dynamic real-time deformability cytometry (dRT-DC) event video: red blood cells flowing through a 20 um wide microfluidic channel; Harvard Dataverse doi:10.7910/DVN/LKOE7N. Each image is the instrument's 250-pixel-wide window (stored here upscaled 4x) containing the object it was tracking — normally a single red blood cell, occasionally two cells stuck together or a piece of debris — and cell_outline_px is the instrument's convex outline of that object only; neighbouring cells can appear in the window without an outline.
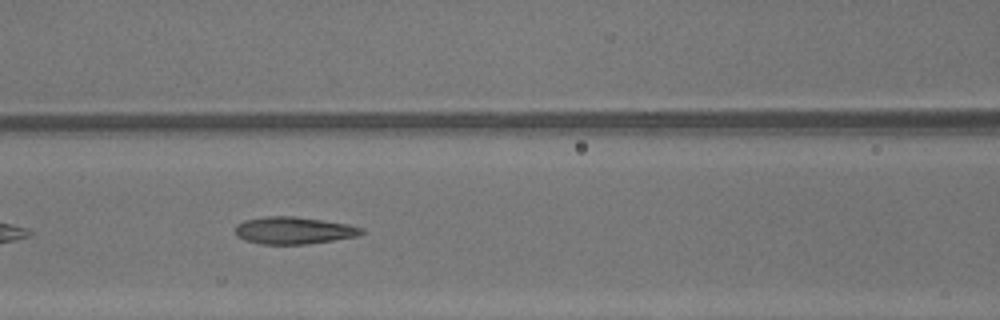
{"species": "common noctule bat (a hibernating species)", "species_latin": "Nyctalus noctula", "temperature_condition": "warm", "stored_images_in_passage": 34, "camera_frame_rate_fps": 3000, "um_per_image_px": 0.085, "animal": {"sex": "male", "body_mass_g": 13.3}, "frame": {"image": 1, "passage_image": 8, "time_ms": 2.333, "image_size_px": [1000, 320], "cell_outline_px": [[364, 232], [356, 236], [308, 244], [260, 244], [244, 240], [236, 236], [236, 224], [244, 220], [268, 216], [292, 216], [348, 224], [364, 228]], "centroid_in_image_um": [24.93, 19.59], "position_along_channel_um": 141.7, "area_um2": 19.88}}
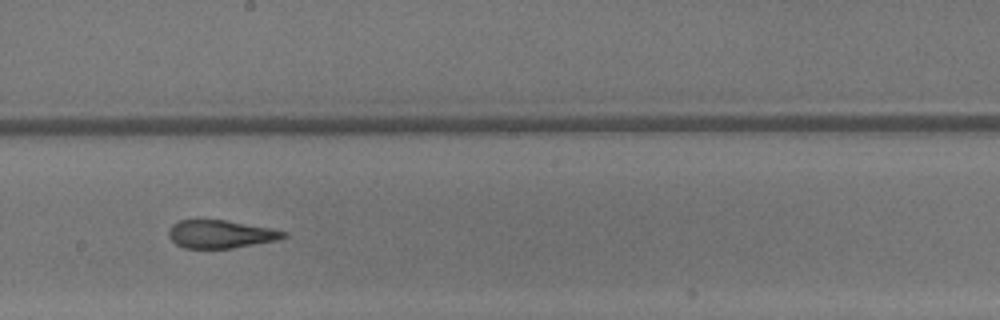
{"frame": {"image": 2, "passage_image": 14, "time_ms": 4.333, "image_size_px": [1000, 320], "cell_outline_px": [[288, 236], [280, 240], [232, 248], [184, 248], [176, 244], [168, 236], [168, 228], [172, 224], [180, 220], [224, 220], [268, 228], [288, 232]], "centroid_in_image_um": [18.75, 19.91], "position_along_channel_um": 229.5, "area_um2": 18.73}}
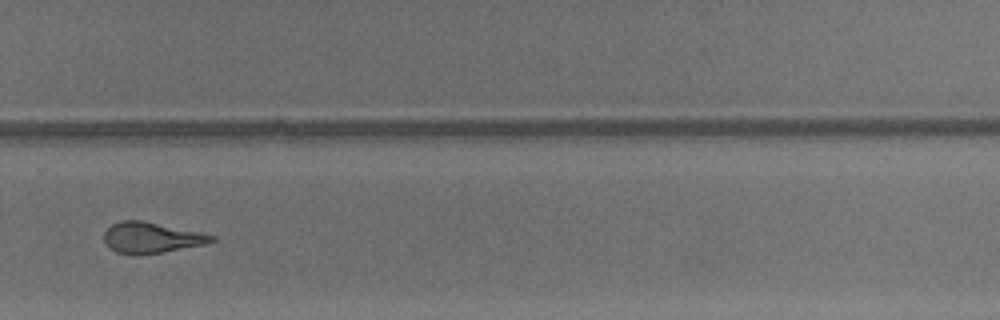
{"frame": {"image": 3, "passage_image": 20, "time_ms": 6.333, "image_size_px": [1000, 320], "cell_outline_px": [[216, 240], [204, 244], [164, 252], [140, 256], [136, 256], [116, 252], [108, 248], [104, 240], [104, 232], [112, 224], [120, 220], [140, 220], [200, 232], [216, 236]], "centroid_in_image_um": [12.83, 20.22], "position_along_channel_um": 317.0, "area_um2": 19.48}, "authors_computed_cell_mechanics": {"area_um2": 20.1433, "velocity_mm_per_s": 4.4013, "shape_relaxation_time_tau1_ms": null, "shape_relaxation_time_tau2_ms": 1.8995, "deformation_change_tau1": null, "deformation_change_tau2": 0.1236}}